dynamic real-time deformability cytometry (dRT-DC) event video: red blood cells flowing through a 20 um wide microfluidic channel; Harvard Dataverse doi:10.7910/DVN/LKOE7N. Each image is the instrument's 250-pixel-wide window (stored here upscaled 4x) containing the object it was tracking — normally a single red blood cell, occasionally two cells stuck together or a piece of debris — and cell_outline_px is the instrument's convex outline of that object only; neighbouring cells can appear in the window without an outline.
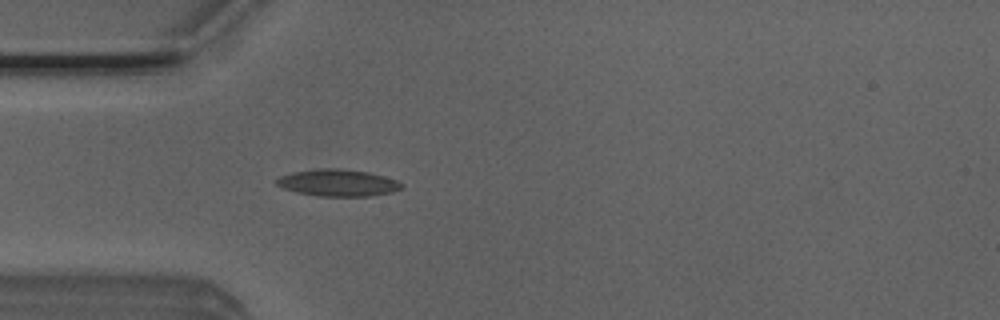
{"species": "Egyptian fruit bat (a non-hibernating species)", "species_latin": "Rousettus aegyptiacus", "temperature_condition": "room temperature", "stored_images_in_passage": 47, "camera_frame_rate_fps": 3000, "um_per_image_px": 0.085, "animal": {"sex": "male"}, "frame": {"image": 1, "passage_image": 10, "time_ms": 3.0, "image_size_px": [1000, 320], "cell_outline_px": [[404, 188], [392, 192], [368, 196], [316, 196], [296, 192], [284, 188], [276, 184], [276, 180], [280, 176], [292, 172], [312, 168], [340, 168], [368, 172], [384, 176], [396, 180], [404, 184]], "centroid_in_image_um": [28.72, 15.53], "position_along_channel_um": 56.3, "area_um2": 19.77}}
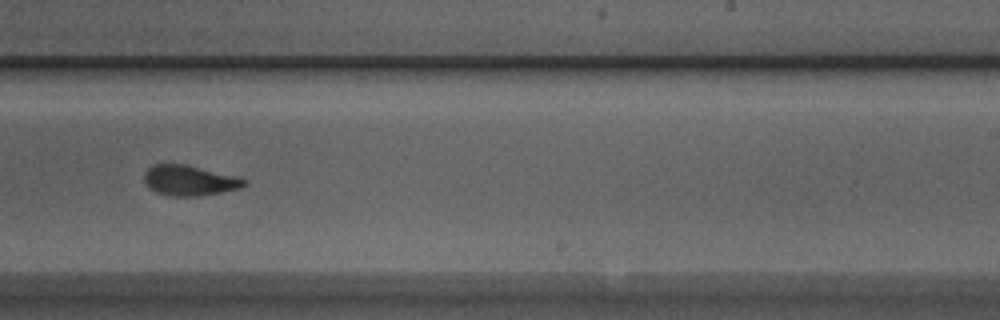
{"frame": {"image": 2, "passage_image": 27, "time_ms": 8.667, "image_size_px": [1000, 320], "cell_outline_px": [[248, 184], [240, 188], [200, 196], [172, 196], [156, 192], [148, 188], [144, 180], [144, 172], [152, 164], [184, 164], [248, 180]], "centroid_in_image_um": [16.05, 15.35], "position_along_channel_um": 272.9, "area_um2": 17.46}}
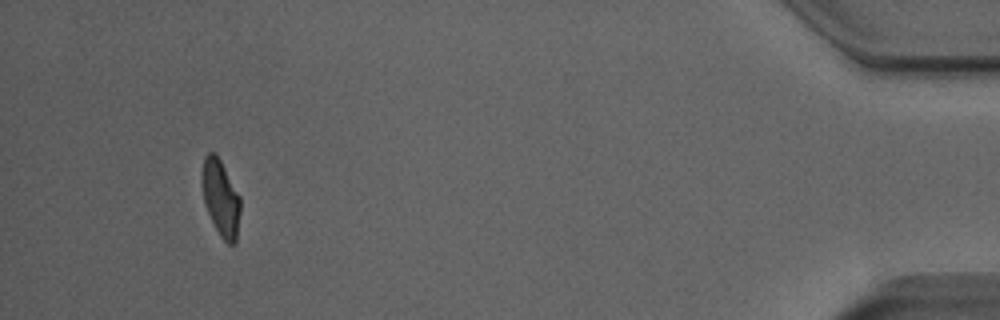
{"frame": {"image": 3, "passage_image": 44, "time_ms": 14.333, "image_size_px": [1000, 320], "cell_outline_px": [[240, 212], [236, 244], [228, 244], [220, 236], [208, 212], [204, 200], [200, 180], [204, 156], [208, 152], [216, 152], [240, 196]], "centroid_in_image_um": [18.75, 16.8], "position_along_channel_um": 416.4, "area_um2": 17.17}, "authors_computed_cell_mechanics": {"area_um2": 17.7446, "velocity_mm_per_s": 3.8829, "shape_relaxation_time_tau1_ms": 3.0424, "shape_relaxation_time_tau2_ms": 1.6314, "deformation_change_tau1": 0.1353, "deformation_change_tau2": 0.0717}}